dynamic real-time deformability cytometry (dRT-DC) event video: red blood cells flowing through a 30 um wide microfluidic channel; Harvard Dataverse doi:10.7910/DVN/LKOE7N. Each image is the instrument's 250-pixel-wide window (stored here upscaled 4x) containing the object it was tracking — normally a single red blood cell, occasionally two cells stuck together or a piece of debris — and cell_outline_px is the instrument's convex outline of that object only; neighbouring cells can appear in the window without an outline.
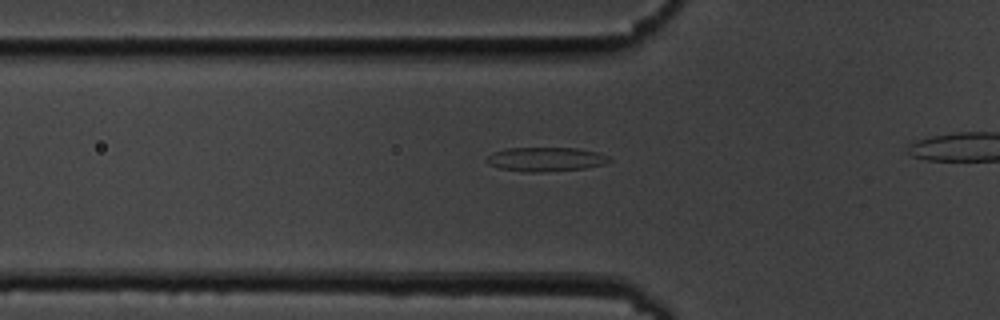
{"species": "common noctule bat (a hibernating species)", "species_latin": "Nyctalus noctula", "temperature_condition": "cold", "stored_images_in_passage": 16, "camera_frame_rate_fps": 3000, "um_per_image_px": 0.085, "animal": {"sex": "male", "body_mass_g": 19.5, "forearm_length_mm": 54.6}, "frame": {"image": 1, "passage_image": 10, "time_ms": 3.0, "image_size_px": [1000, 320], "cell_outline_px": [[612, 160], [604, 164], [584, 168], [536, 172], [528, 172], [500, 168], [488, 164], [484, 160], [492, 152], [504, 148], [576, 148], [596, 152], [608, 156]], "centroid_in_image_um": [46.34, 13.53], "position_along_channel_um": 79.5, "area_um2": 17.11}}
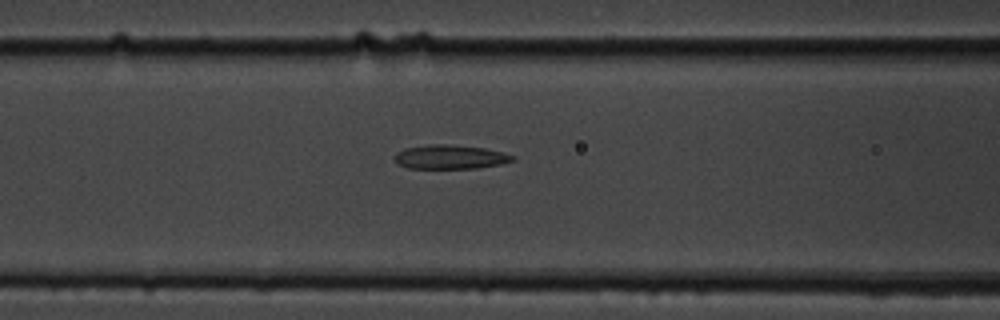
{"frame": {"image": 2, "passage_image": 14, "time_ms": 4.333, "image_size_px": [1000, 320], "cell_outline_px": [[516, 160], [500, 164], [476, 168], [408, 168], [396, 164], [396, 152], [404, 148], [428, 144], [448, 144], [484, 148], [516, 156]], "centroid_in_image_um": [38.25, 13.34], "position_along_channel_um": 128.4, "area_um2": 16.53}}